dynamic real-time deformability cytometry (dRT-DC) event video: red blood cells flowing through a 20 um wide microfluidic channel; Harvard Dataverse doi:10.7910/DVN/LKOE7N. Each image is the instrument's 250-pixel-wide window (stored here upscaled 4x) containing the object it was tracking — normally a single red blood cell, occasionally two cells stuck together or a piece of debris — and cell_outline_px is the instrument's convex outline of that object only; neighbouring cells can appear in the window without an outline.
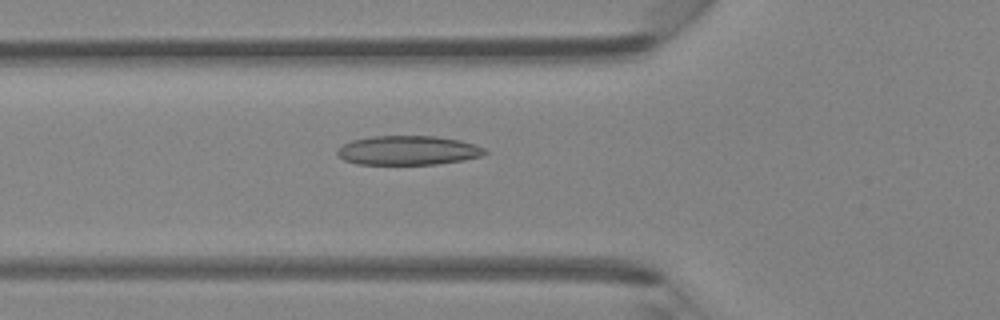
{"species": "Egyptian fruit bat (a non-hibernating species)", "species_latin": "Rousettus aegyptiacus", "temperature_condition": "room temperature", "stored_images_in_passage": 42, "camera_frame_rate_fps": 3000, "um_per_image_px": 0.085, "animal": {"sex": "female"}, "frame": {"image": 1, "passage_image": 13, "time_ms": 4.0, "image_size_px": [1000, 320], "cell_outline_px": [[488, 152], [484, 156], [464, 160], [436, 164], [356, 164], [344, 160], [336, 152], [336, 148], [352, 140], [372, 136], [436, 136], [460, 140], [476, 144], [484, 148]], "centroid_in_image_um": [34.71, 12.78], "position_along_channel_um": 91.1, "area_um2": 25.32}}
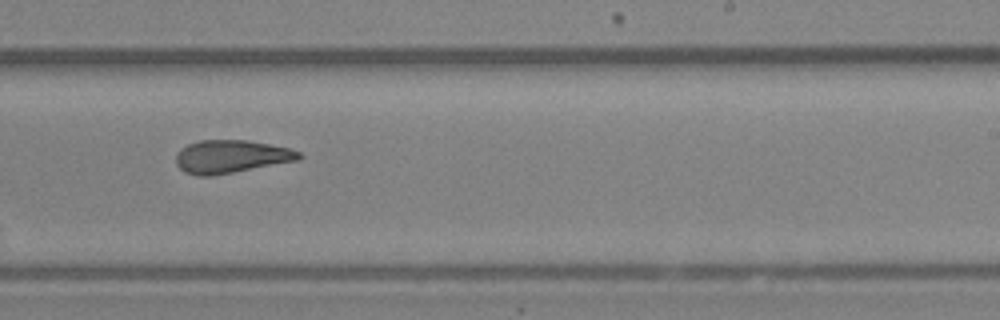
{"frame": {"image": 2, "passage_image": 25, "time_ms": 8.0, "image_size_px": [1000, 320], "cell_outline_px": [[304, 156], [300, 160], [212, 176], [196, 176], [184, 172], [176, 164], [176, 156], [180, 148], [188, 144], [200, 140], [248, 140], [288, 148], [300, 152]], "centroid_in_image_um": [19.63, 13.31], "position_along_channel_um": 269.4, "area_um2": 23.76}}
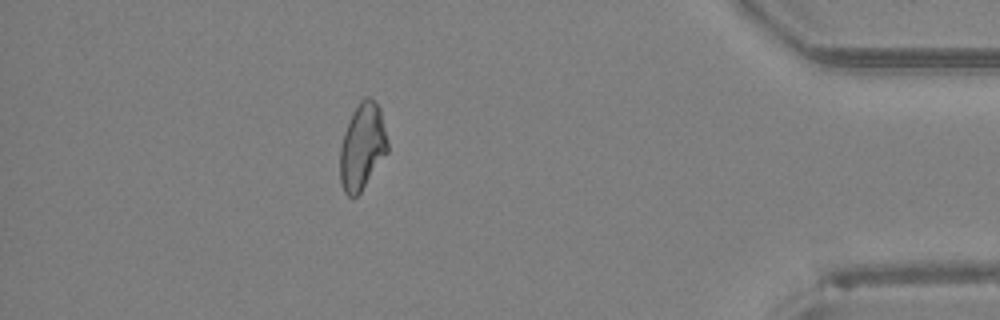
{"frame": {"image": 3, "passage_image": 37, "time_ms": 12.0, "image_size_px": [1000, 320], "cell_outline_px": [[388, 152], [360, 192], [356, 196], [348, 196], [344, 192], [340, 184], [340, 148], [344, 132], [352, 112], [360, 100], [364, 96], [372, 96], [380, 108], [388, 140]], "centroid_in_image_um": [30.8, 12.42], "position_along_channel_um": 404.4, "area_um2": 24.1}}